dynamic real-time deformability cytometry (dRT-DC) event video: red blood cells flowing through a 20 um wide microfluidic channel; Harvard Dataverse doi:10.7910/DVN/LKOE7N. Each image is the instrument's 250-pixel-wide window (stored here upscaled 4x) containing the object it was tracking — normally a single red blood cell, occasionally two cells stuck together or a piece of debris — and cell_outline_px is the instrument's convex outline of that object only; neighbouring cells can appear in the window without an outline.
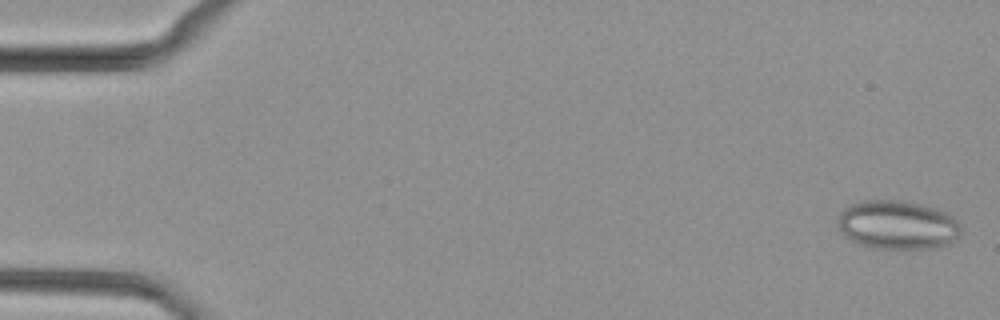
{"species": "common noctule bat (a hibernating species)", "species_latin": "Nyctalus noctula", "temperature_condition": "cold", "stored_images_in_passage": 46, "camera_frame_rate_fps": 3000, "um_per_image_px": 0.085, "animal": {"sex": "female", "body_mass_g": 29.2, "forearm_length_mm": 56.3}, "frame": {"image": 1, "passage_image": 1, "time_ms": 0.0, "image_size_px": [1000, 320], "cell_outline_px": [[960, 236], [956, 240], [948, 244], [932, 248], [872, 248], [856, 244], [844, 236], [840, 232], [836, 220], [840, 212], [844, 208], [860, 200], [904, 200], [936, 208], [952, 216], [956, 220], [960, 228]], "centroid_in_image_um": [76.24, 19.12], "position_along_channel_um": 8.8, "area_um2": 35.43}}
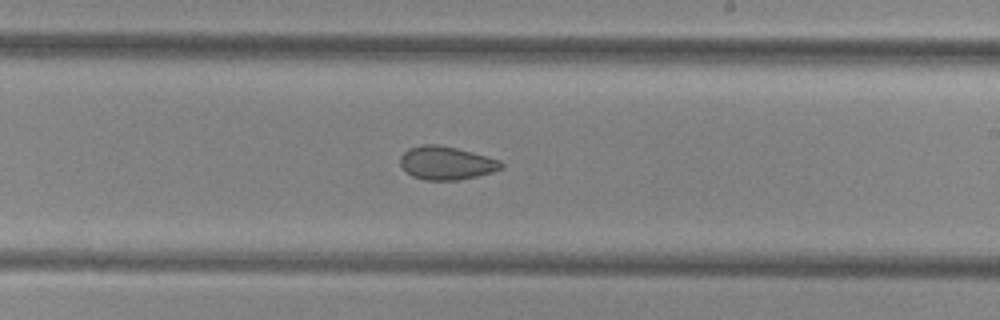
{"frame": {"image": 2, "passage_image": 29, "time_ms": 9.333, "image_size_px": [1000, 320], "cell_outline_px": [[504, 168], [492, 172], [460, 180], [424, 180], [412, 176], [400, 164], [400, 156], [408, 148], [420, 144], [436, 144], [456, 148], [500, 160], [504, 164]], "centroid_in_image_um": [37.93, 13.85], "position_along_channel_um": 251.1, "area_um2": 19.59}}
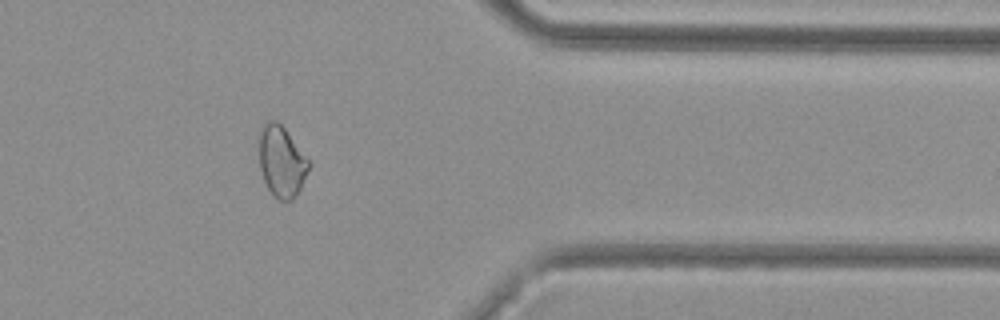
{"frame": {"image": 3, "passage_image": 40, "time_ms": 13.0, "image_size_px": [1000, 320], "cell_outline_px": [[312, 164], [300, 188], [292, 200], [276, 200], [272, 196], [264, 180], [260, 168], [260, 128], [268, 120], [276, 120], [284, 128]], "centroid_in_image_um": [23.94, 13.74], "position_along_channel_um": 387.5, "area_um2": 20.4}}